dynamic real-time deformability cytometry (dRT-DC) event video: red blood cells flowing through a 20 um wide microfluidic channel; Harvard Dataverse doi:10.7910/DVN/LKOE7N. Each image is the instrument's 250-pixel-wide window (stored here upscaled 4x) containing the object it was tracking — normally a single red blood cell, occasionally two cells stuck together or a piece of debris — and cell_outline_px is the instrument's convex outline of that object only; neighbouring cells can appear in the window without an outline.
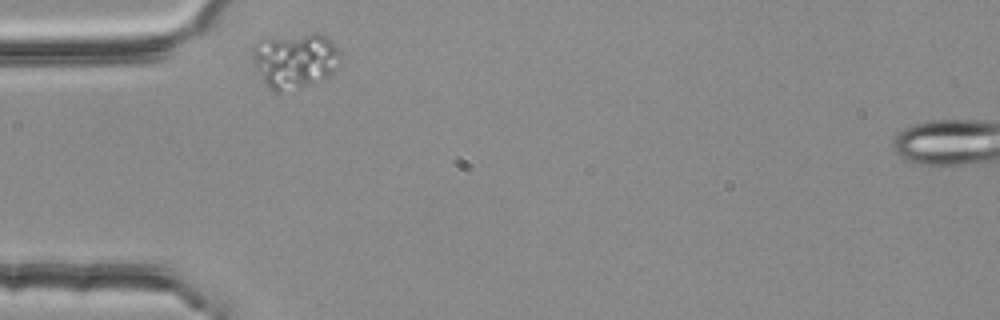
{"species": "common noctule bat (a hibernating species)", "species_latin": "Nyctalus noctula", "temperature_condition": "room temperature", "stored_images_in_passage": 43, "segment_of_instrument_passage": [1, 2], "camera_frame_rate_fps": 3000, "um_per_image_px": 0.085, "animal": {"sex": "female", "body_mass_g": 25.1}, "frame": {"image": 1, "passage_image": 1, "time_ms": 0.0, "image_size_px": [1000, 320], "cell_outline_px": [[340, 60], [336, 68], [328, 76], [280, 92], [276, 92], [268, 88], [264, 84], [252, 56], [252, 44], [268, 40], [316, 32], [324, 36], [340, 52]], "centroid_in_image_um": [25.05, 5.13], "position_along_channel_um": 59.9, "area_um2": 27.17}}
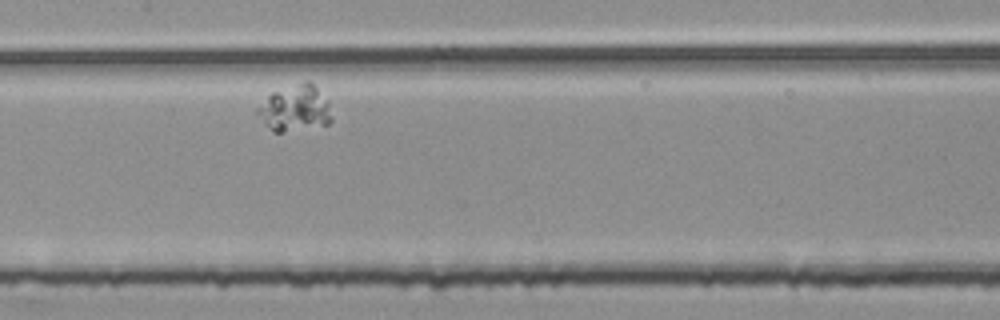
{"frame": {"image": 2, "passage_image": 13, "time_ms": 4.0, "image_size_px": [1000, 320], "cell_outline_px": [[332, 120], [328, 124], [280, 132], [272, 132], [252, 112], [272, 92], [304, 80], [308, 80], [316, 88], [328, 104], [332, 116]], "centroid_in_image_um": [25.0, 9.22], "position_along_channel_um": 182.4, "area_um2": 19.88}}
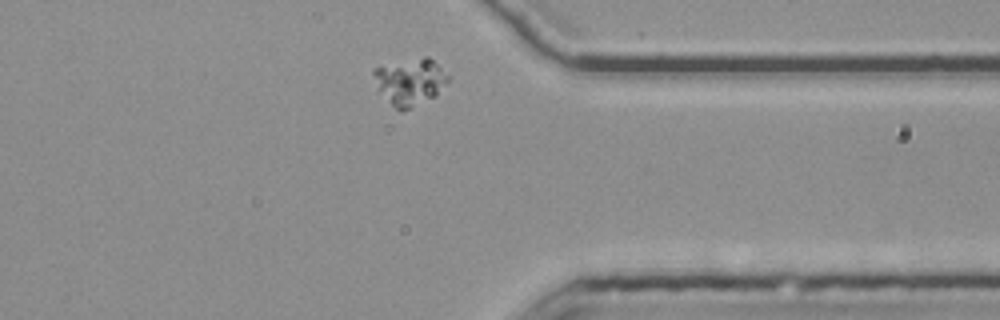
{"frame": {"image": 3, "passage_image": 31, "time_ms": 10.0, "image_size_px": [1000, 320], "cell_outline_px": [[448, 80], [436, 96], [412, 108], [400, 112], [392, 104], [380, 88], [372, 72], [376, 68], [424, 56], [428, 56], [448, 76]], "centroid_in_image_um": [34.9, 6.96], "position_along_channel_um": 376.5, "area_um2": 19.36}}